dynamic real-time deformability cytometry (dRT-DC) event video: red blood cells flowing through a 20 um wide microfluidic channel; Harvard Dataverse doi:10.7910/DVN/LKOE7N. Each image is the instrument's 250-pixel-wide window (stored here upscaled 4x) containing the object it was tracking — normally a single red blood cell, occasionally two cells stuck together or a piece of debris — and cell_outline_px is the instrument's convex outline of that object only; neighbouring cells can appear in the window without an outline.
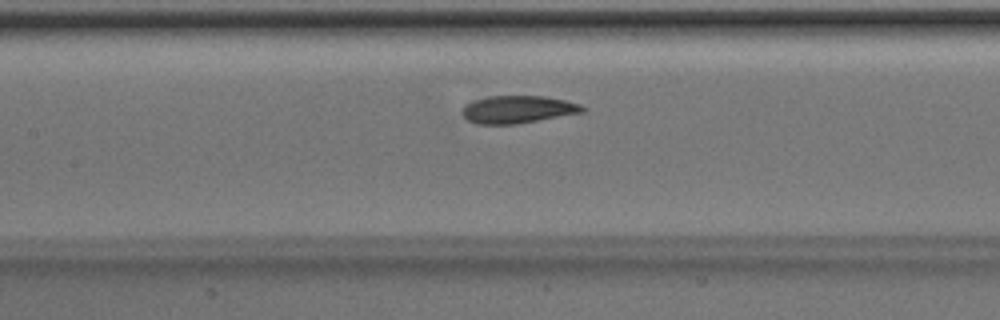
{"species": "Egyptian fruit bat (a non-hibernating species)", "species_latin": "Rousettus aegyptiacus", "temperature_condition": "room temperature", "stored_images_in_passage": 42, "camera_frame_rate_fps": 3000, "um_per_image_px": 0.085, "animal": {"sex": "male"}, "frame": {"image": 1, "passage_image": 15, "time_ms": 4.667, "image_size_px": [1000, 320], "cell_outline_px": [[588, 108], [584, 112], [516, 124], [476, 124], [468, 120], [460, 112], [464, 104], [472, 100], [488, 96], [544, 96], [564, 100], [580, 104]], "centroid_in_image_um": [43.98, 9.3], "position_along_channel_um": 163.4, "area_um2": 19.48}}
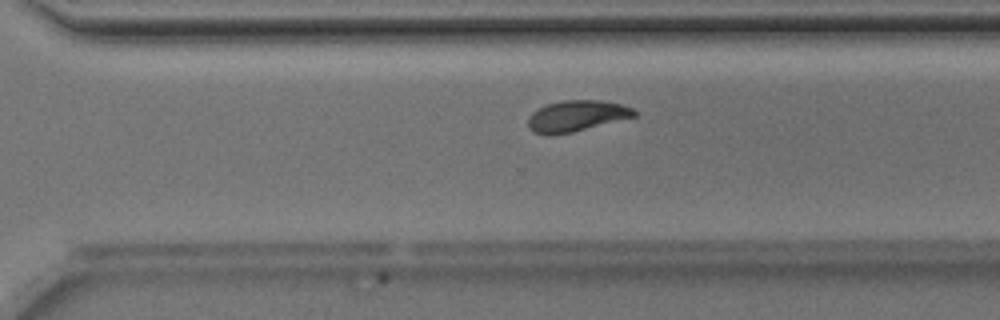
{"frame": {"image": 2, "passage_image": 27, "time_ms": 8.667, "image_size_px": [1000, 320], "cell_outline_px": [[640, 112], [636, 116], [572, 132], [548, 136], [532, 132], [528, 128], [528, 116], [532, 112], [548, 104], [564, 100], [600, 100], [624, 104]], "centroid_in_image_um": [49.01, 9.86], "position_along_channel_um": 321.6, "area_um2": 19.36}}
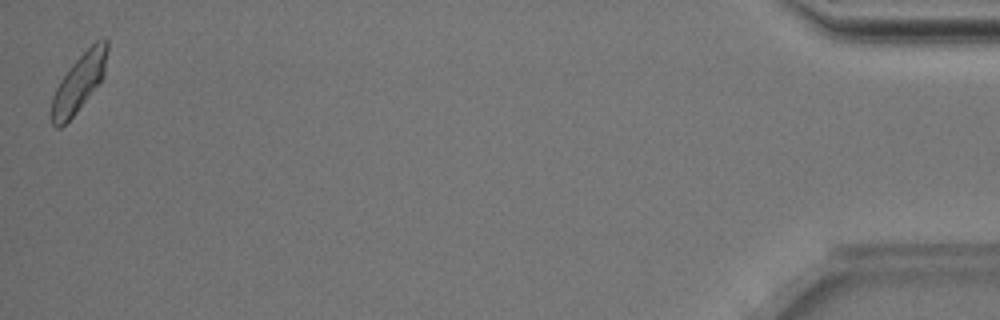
{"frame": {"image": 3, "passage_image": 42, "time_ms": 13.667, "image_size_px": [1000, 320], "cell_outline_px": [[108, 52], [104, 76], [76, 112], [60, 128], [56, 128], [52, 124], [48, 116], [52, 96], [60, 80], [72, 64], [100, 36], [104, 36], [108, 40]], "centroid_in_image_um": [6.7, 7.02], "position_along_channel_um": 428.5, "area_um2": 18.9}, "authors_computed_cell_mechanics": {"area_um2": 19.3919, "velocity_mm_per_s": 3.9651, "shape_relaxation_time_tau1_ms": 2.2509, "shape_relaxation_time_tau2_ms": 1.444, "deformation_change_tau1": 0.1226, "deformation_change_tau2": 0.0581}}